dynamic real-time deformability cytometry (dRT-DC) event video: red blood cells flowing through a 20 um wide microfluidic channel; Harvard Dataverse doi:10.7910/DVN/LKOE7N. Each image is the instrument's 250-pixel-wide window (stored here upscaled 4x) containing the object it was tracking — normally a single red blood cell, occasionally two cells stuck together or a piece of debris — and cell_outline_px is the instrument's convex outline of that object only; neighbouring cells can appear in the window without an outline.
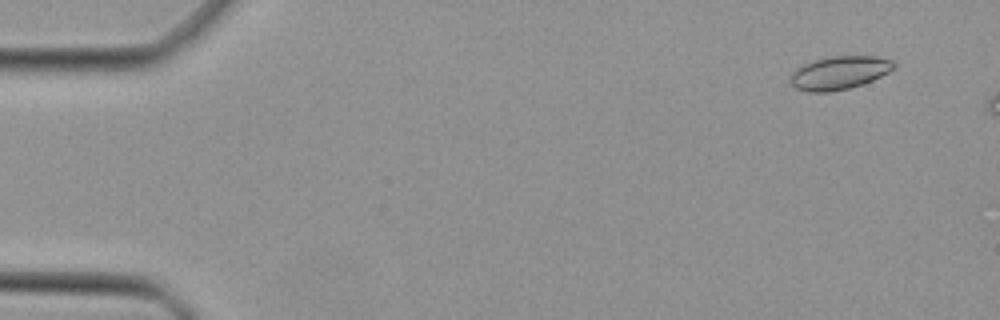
{"species": "Egyptian fruit bat (a non-hibernating species)", "species_latin": "Rousettus aegyptiacus", "temperature_condition": "cold", "stored_images_in_passage": 44, "camera_frame_rate_fps": 3000, "um_per_image_px": 0.085, "animal": {"sex": "female"}, "frame": {"image": 1, "passage_image": 4, "time_ms": 1.0, "image_size_px": [1000, 320], "cell_outline_px": [[896, 68], [872, 80], [848, 88], [828, 92], [808, 92], [796, 88], [792, 84], [792, 72], [796, 68], [804, 64], [828, 56], [876, 56], [892, 60], [896, 64]], "centroid_in_image_um": [71.37, 6.17], "position_along_channel_um": 13.6, "area_um2": 19.83}}
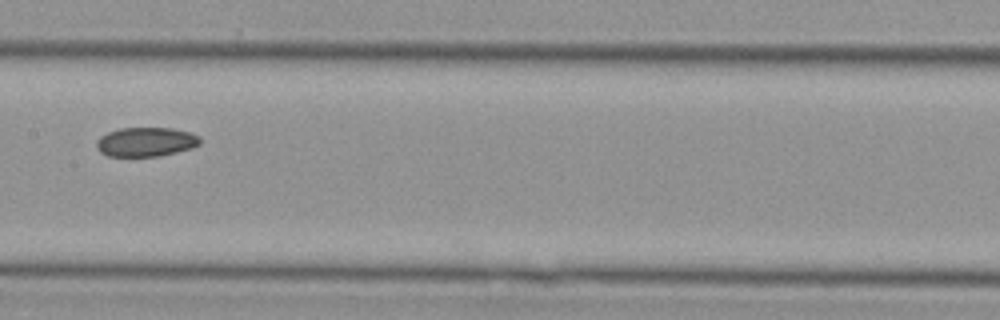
{"frame": {"image": 2, "passage_image": 25, "time_ms": 8.0, "image_size_px": [1000, 320], "cell_outline_px": [[200, 144], [192, 148], [160, 156], [108, 156], [100, 152], [96, 148], [96, 140], [100, 136], [108, 132], [120, 128], [172, 128], [188, 132], [200, 136]], "centroid_in_image_um": [12.38, 12.06], "position_along_channel_um": 195.0, "area_um2": 17.69}}
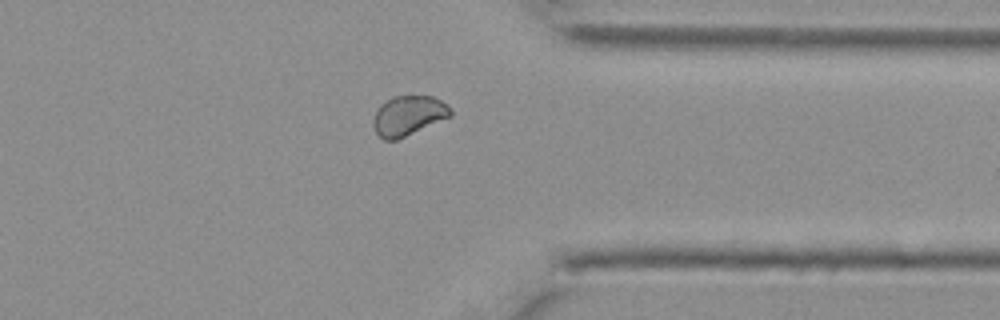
{"frame": {"image": 3, "passage_image": 38, "time_ms": 12.333, "image_size_px": [1000, 320], "cell_outline_px": [[452, 116], [396, 140], [384, 140], [376, 132], [372, 124], [372, 120], [380, 104], [392, 96], [432, 96], [448, 104], [452, 108]], "centroid_in_image_um": [34.72, 9.82], "position_along_channel_um": 376.7, "area_um2": 17.98}}